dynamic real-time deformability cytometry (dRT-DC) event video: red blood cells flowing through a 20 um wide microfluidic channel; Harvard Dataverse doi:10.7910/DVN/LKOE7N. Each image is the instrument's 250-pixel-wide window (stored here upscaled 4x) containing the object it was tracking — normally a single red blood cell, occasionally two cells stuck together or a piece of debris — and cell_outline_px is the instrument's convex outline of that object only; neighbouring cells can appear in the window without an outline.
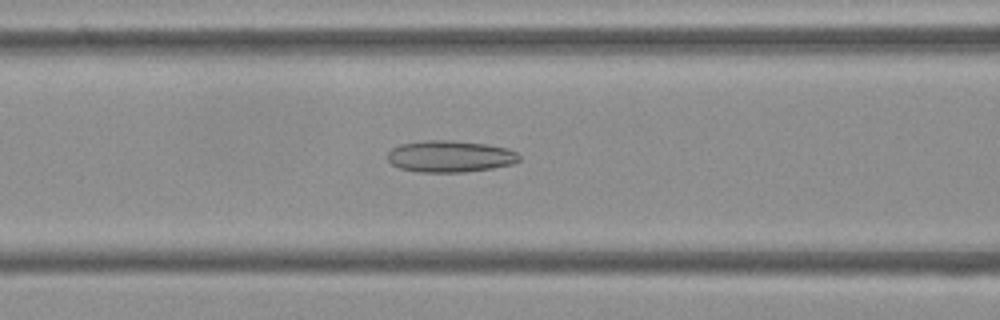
{"species": "Egyptian fruit bat (a non-hibernating species)", "species_latin": "Rousettus aegyptiacus", "temperature_condition": "cold", "stored_images_in_passage": 52, "camera_frame_rate_fps": 3000, "um_per_image_px": 0.085, "frame": {"image": 1, "passage_image": 21, "time_ms": 6.667, "image_size_px": [1000, 320], "cell_outline_px": [[520, 160], [512, 164], [492, 168], [464, 172], [420, 172], [400, 168], [392, 164], [388, 160], [388, 152], [392, 148], [400, 144], [424, 140], [448, 140], [488, 144], [508, 148], [516, 152], [520, 156]], "centroid_in_image_um": [38.26, 13.28], "position_along_channel_um": 128.3, "area_um2": 24.33}}
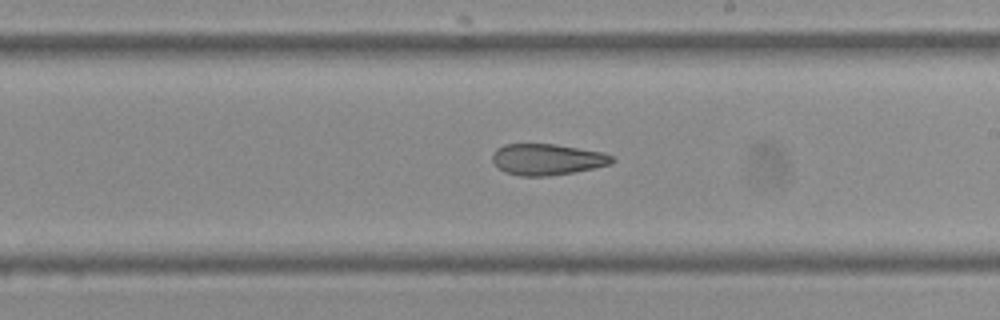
{"frame": {"image": 2, "passage_image": 30, "time_ms": 9.667, "image_size_px": [1000, 320], "cell_outline_px": [[616, 160], [612, 164], [572, 172], [548, 176], [520, 176], [504, 172], [492, 160], [492, 152], [496, 148], [504, 144], [556, 144], [604, 152], [612, 156]], "centroid_in_image_um": [46.51, 13.54], "position_along_channel_um": 242.5, "area_um2": 21.85}}
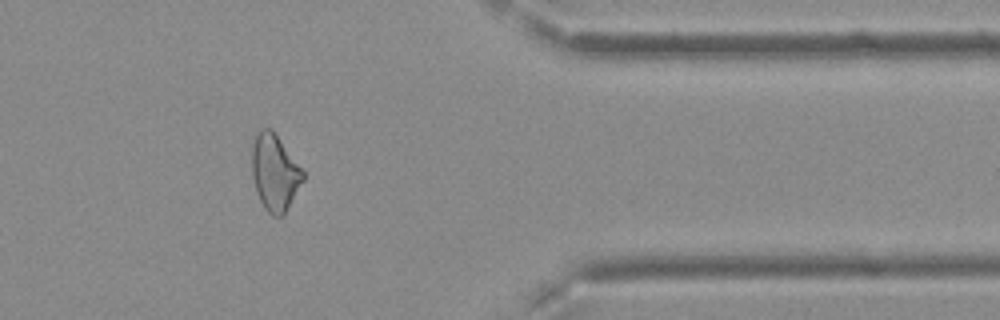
{"frame": {"image": 3, "passage_image": 43, "time_ms": 14.0, "image_size_px": [1000, 320], "cell_outline_px": [[304, 180], [284, 216], [272, 216], [264, 208], [260, 200], [252, 176], [252, 136], [260, 128], [272, 128], [304, 172]], "centroid_in_image_um": [23.34, 14.64], "position_along_channel_um": 388.1, "area_um2": 22.95}, "authors_computed_cell_mechanics": {"area_um2": 24.4783, "velocity_mm_per_s": 3.8011, "shape_relaxation_time_tau1_ms": null, "shape_relaxation_time_tau2_ms": 6.6273, "deformation_change_tau1": null, "deformation_change_tau2": 0.1606}}